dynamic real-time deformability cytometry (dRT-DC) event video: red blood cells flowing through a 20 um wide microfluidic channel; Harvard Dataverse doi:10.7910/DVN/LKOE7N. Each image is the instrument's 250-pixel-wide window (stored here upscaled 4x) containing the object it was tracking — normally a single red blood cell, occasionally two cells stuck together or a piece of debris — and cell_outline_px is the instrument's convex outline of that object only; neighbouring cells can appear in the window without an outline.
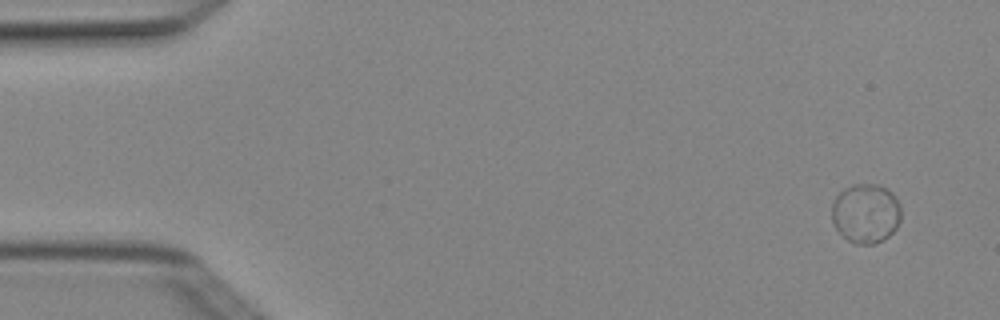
{"species": "Egyptian fruit bat (a non-hibernating species)", "species_latin": "Rousettus aegyptiacus", "temperature_condition": "cold", "stored_images_in_passage": 5, "camera_frame_rate_fps": 3000, "um_per_image_px": 0.085, "animal": {"sex": "female"}, "frame": {"image": 1, "passage_image": 1, "time_ms": 0.0, "image_size_px": [1000, 320], "cell_outline_px": [[900, 220], [896, 228], [884, 240], [872, 244], [856, 244], [848, 240], [836, 228], [832, 220], [832, 204], [836, 196], [844, 188], [852, 184], [876, 184], [892, 192], [896, 196], [900, 204]], "centroid_in_image_um": [73.6, 18.13], "position_along_channel_um": 11.4, "area_um2": 24.04}}
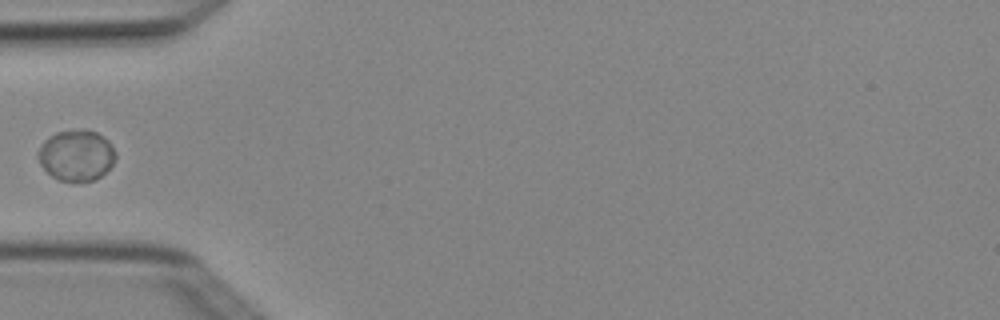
{"frame": {"image": 2, "passage_image": 5, "time_ms": 1.333, "image_size_px": [1000, 320], "cell_outline_px": [[116, 156], [112, 164], [100, 176], [92, 180], [60, 180], [52, 176], [40, 164], [36, 156], [36, 152], [44, 140], [48, 136], [56, 132], [80, 128], [84, 128], [96, 132], [108, 140], [116, 152]], "centroid_in_image_um": [6.46, 13.15], "position_along_channel_um": 78.5, "area_um2": 23.0}}